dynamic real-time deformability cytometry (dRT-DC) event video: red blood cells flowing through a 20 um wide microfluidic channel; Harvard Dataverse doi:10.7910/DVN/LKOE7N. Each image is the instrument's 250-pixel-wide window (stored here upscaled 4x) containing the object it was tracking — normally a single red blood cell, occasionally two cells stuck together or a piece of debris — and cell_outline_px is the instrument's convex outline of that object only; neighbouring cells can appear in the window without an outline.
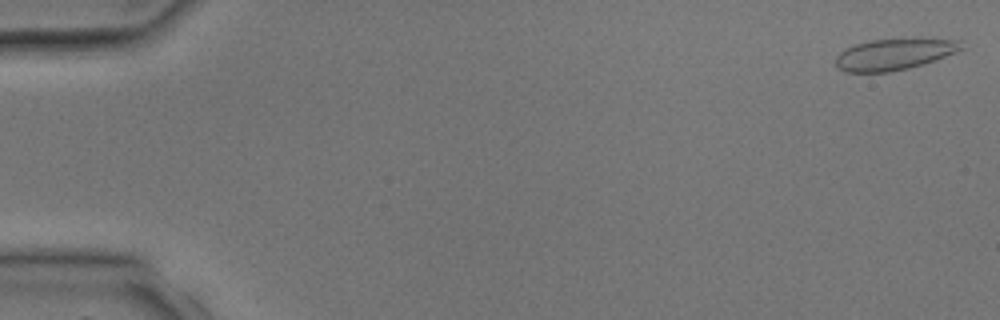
{"species": "common noctule bat (a hibernating species)", "species_latin": "Nyctalus noctula", "temperature_condition": "room temperature", "stored_images_in_passage": 4, "camera_frame_rate_fps": 3000, "um_per_image_px": 0.085, "animal": {"sex": "male", "body_mass_g": 17.9, "forearm_length_mm": 54.2}, "frame": {"image": 1, "passage_image": 1, "time_ms": 0.0, "image_size_px": [1000, 320], "cell_outline_px": [[964, 48], [956, 52], [908, 68], [888, 72], [844, 72], [836, 64], [836, 56], [840, 52], [856, 44], [872, 40], [960, 40]], "centroid_in_image_um": [75.95, 4.64], "position_along_channel_um": 9.0, "area_um2": 21.96}}